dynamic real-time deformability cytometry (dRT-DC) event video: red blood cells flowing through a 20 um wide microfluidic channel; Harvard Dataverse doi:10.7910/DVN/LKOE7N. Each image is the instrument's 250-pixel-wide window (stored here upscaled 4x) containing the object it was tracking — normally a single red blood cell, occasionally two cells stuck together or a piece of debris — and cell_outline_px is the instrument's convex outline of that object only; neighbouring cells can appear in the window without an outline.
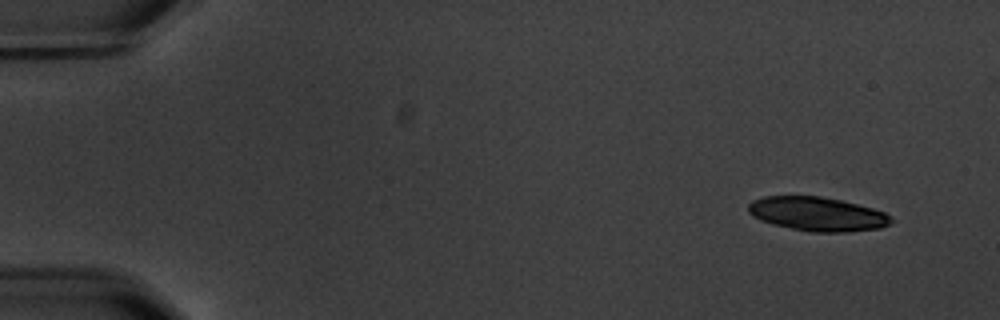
{"species": "common noctule bat (a hibernating species)", "species_latin": "Nyctalus noctula", "temperature_condition": "warm", "stored_images_in_passage": 6, "camera_frame_rate_fps": 3000, "um_per_image_px": 0.085, "animal": {"sex": "male", "body_mass_g": 20.1, "forearm_length_mm": 53.5}, "frame": {"image": 1, "passage_image": 2, "time_ms": 1.333, "image_size_px": [1000, 320], "cell_outline_px": [[896, 220], [880, 228], [848, 232], [812, 232], [772, 224], [760, 220], [752, 216], [748, 212], [748, 204], [752, 200], [764, 196], [820, 196], [840, 200], [872, 208], [884, 212], [892, 216]], "centroid_in_image_um": [69.47, 18.19], "position_along_channel_um": 15.5, "area_um2": 28.38}}
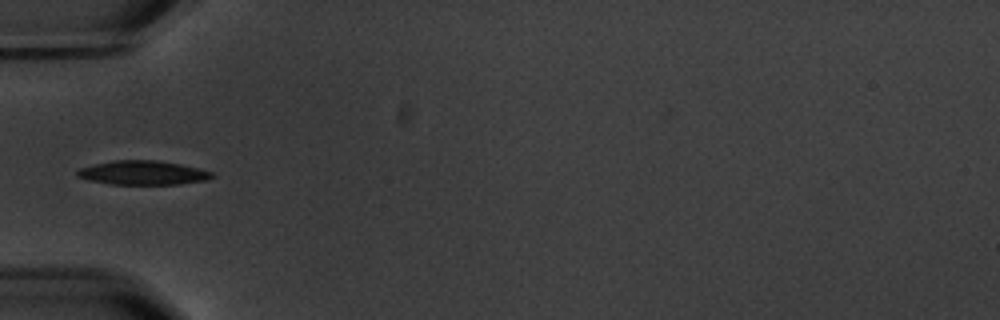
{"frame": {"image": 2, "passage_image": 6, "time_ms": 6.667, "image_size_px": [1000, 320], "cell_outline_px": [[216, 176], [204, 180], [180, 184], [112, 184], [88, 180], [76, 176], [76, 168], [112, 160], [156, 160], [180, 164], [212, 172]], "centroid_in_image_um": [12.08, 14.68], "position_along_channel_um": 72.9, "area_um2": 18.9}}